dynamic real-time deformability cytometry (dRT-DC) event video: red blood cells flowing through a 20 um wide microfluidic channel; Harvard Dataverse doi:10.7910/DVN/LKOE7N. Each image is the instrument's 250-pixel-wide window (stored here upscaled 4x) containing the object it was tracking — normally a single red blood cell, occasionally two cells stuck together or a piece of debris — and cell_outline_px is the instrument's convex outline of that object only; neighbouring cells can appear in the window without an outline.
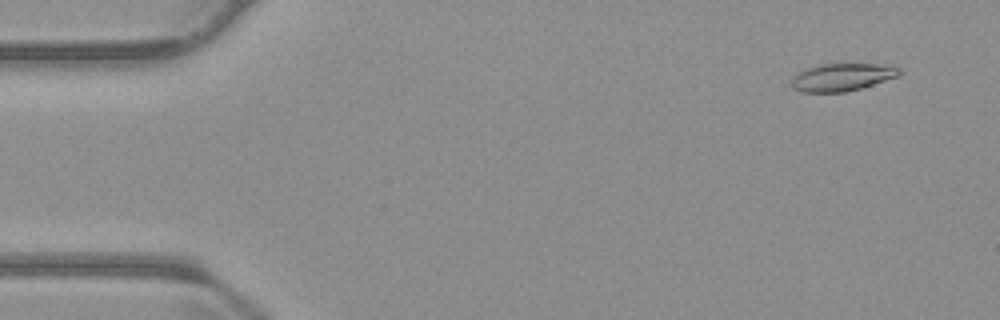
{"species": "common noctule bat (a hibernating species)", "species_latin": "Nyctalus noctula", "temperature_condition": "warm", "stored_images_in_passage": 51, "camera_frame_rate_fps": 3000, "um_per_image_px": 0.085, "animal": {"sex": "male", "body_mass_g": 23.1, "forearm_length_mm": 52.7}, "frame": {"image": 1, "passage_image": 4, "time_ms": 1.0, "image_size_px": [1000, 320], "cell_outline_px": [[904, 72], [900, 76], [860, 88], [844, 92], [800, 92], [792, 88], [792, 76], [796, 72], [816, 64], [892, 64], [900, 68]], "centroid_in_image_um": [71.6, 6.54], "position_along_channel_um": 13.4, "area_um2": 17.74}}
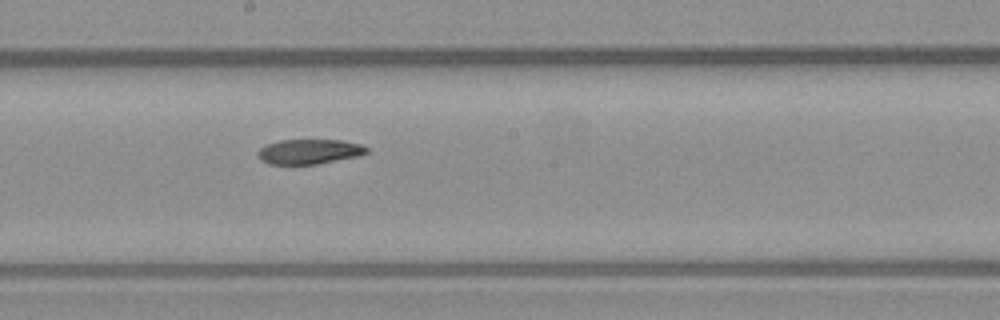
{"frame": {"image": 2, "passage_image": 30, "time_ms": 9.667, "image_size_px": [1000, 320], "cell_outline_px": [[368, 152], [360, 156], [316, 164], [268, 164], [260, 160], [256, 152], [264, 144], [280, 140], [340, 140], [360, 144], [368, 148]], "centroid_in_image_um": [26.25, 12.88], "position_along_channel_um": 221.9, "area_um2": 15.9}}
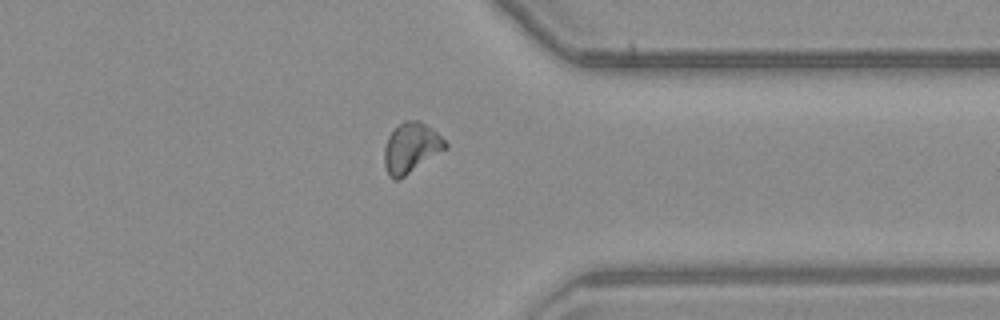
{"frame": {"image": 3, "passage_image": 43, "time_ms": 14.0, "image_size_px": [1000, 320], "cell_outline_px": [[448, 148], [404, 176], [396, 180], [392, 180], [388, 176], [384, 164], [384, 148], [388, 136], [404, 120], [420, 120], [432, 128], [448, 144]], "centroid_in_image_um": [34.94, 12.57], "position_along_channel_um": 376.5, "area_um2": 17.8}}